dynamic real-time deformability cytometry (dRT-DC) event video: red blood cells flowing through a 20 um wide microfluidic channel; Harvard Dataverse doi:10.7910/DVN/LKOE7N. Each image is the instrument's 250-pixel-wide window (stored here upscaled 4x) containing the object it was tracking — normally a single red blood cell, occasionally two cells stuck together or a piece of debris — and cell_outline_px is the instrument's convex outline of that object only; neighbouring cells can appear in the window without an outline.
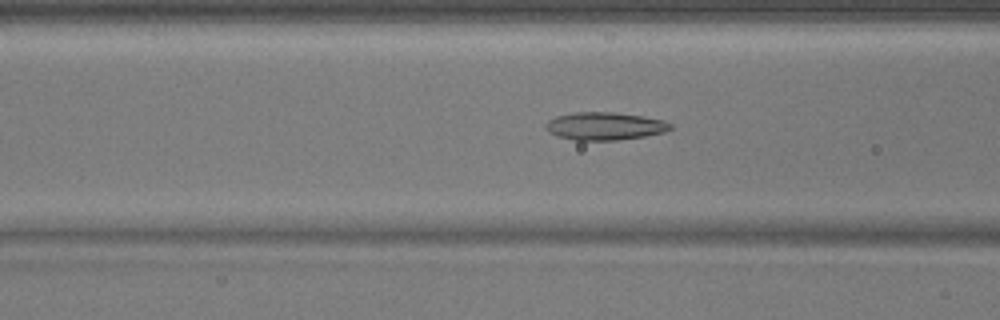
{"species": "common noctule bat (a hibernating species)", "species_latin": "Nyctalus noctula", "temperature_condition": "warm", "stored_images_in_passage": 48, "camera_frame_rate_fps": 3000, "um_per_image_px": 0.085, "animal": {"sex": "male", "body_mass_g": 17.9}, "frame": {"image": 1, "passage_image": 17, "time_ms": 5.333, "image_size_px": [1000, 320], "cell_outline_px": [[672, 128], [664, 132], [644, 136], [616, 140], [576, 140], [556, 136], [548, 132], [544, 128], [544, 124], [548, 120], [556, 116], [576, 112], [612, 112], [644, 116], [664, 120], [672, 124]], "centroid_in_image_um": [51.38, 10.71], "position_along_channel_um": 115.2, "area_um2": 20.29}}
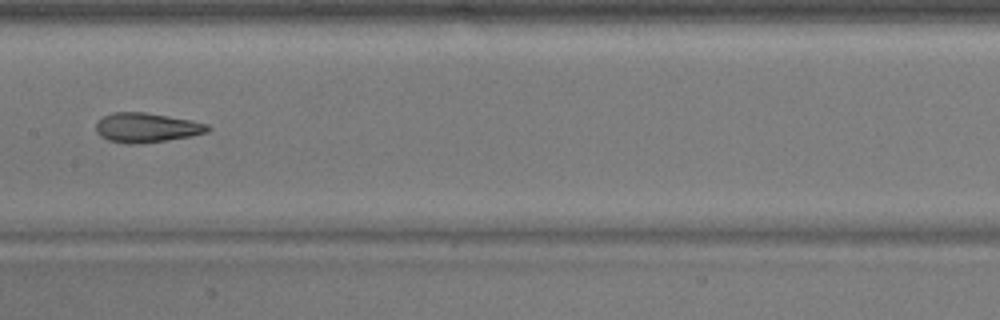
{"frame": {"image": 2, "passage_image": 23, "time_ms": 7.333, "image_size_px": [1000, 320], "cell_outline_px": [[212, 128], [208, 132], [192, 136], [136, 144], [128, 144], [108, 140], [100, 136], [96, 132], [96, 124], [104, 116], [112, 112], [144, 112], [192, 120], [208, 124]], "centroid_in_image_um": [12.47, 10.85], "position_along_channel_um": 194.9, "area_um2": 19.19}}
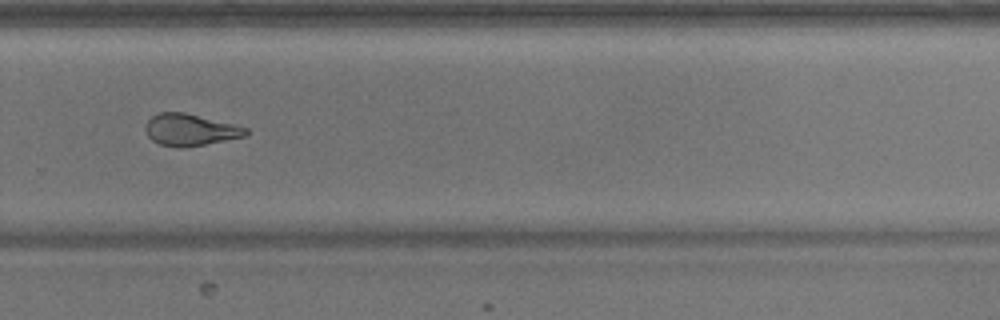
{"frame": {"image": 3, "passage_image": 32, "time_ms": 10.333, "image_size_px": [1000, 320], "cell_outline_px": [[248, 132], [244, 136], [204, 144], [180, 148], [176, 148], [160, 144], [152, 140], [148, 136], [144, 128], [144, 124], [152, 116], [160, 112], [184, 112], [236, 124], [248, 128]], "centroid_in_image_um": [16.13, 11.02], "position_along_channel_um": 313.7, "area_um2": 18.61}}